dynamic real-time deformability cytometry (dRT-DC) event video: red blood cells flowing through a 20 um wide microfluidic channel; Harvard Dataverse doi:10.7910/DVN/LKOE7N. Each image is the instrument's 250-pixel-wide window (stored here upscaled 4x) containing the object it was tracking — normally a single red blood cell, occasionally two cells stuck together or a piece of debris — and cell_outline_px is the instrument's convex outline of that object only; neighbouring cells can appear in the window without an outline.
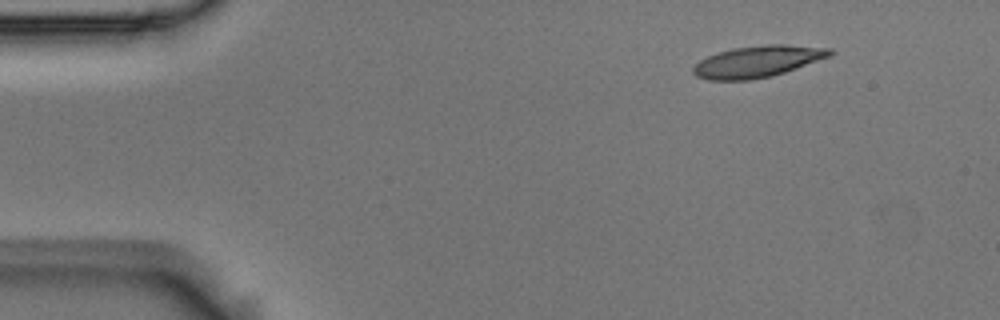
{"species": "Egyptian fruit bat (a non-hibernating species)", "species_latin": "Rousettus aegyptiacus", "temperature_condition": "room temperature", "stored_images_in_passage": 4, "camera_frame_rate_fps": 3000, "um_per_image_px": 0.085, "animal": {"sex": "male"}, "frame": {"image": 1, "passage_image": 1, "time_ms": 0.0, "image_size_px": [1000, 320], "cell_outline_px": [[836, 52], [832, 56], [772, 76], [752, 80], [708, 80], [696, 76], [692, 72], [692, 68], [700, 60], [708, 56], [732, 48], [768, 44], [784, 44], [832, 48]], "centroid_in_image_um": [64.43, 5.22], "position_along_channel_um": 20.6, "area_um2": 25.26}}
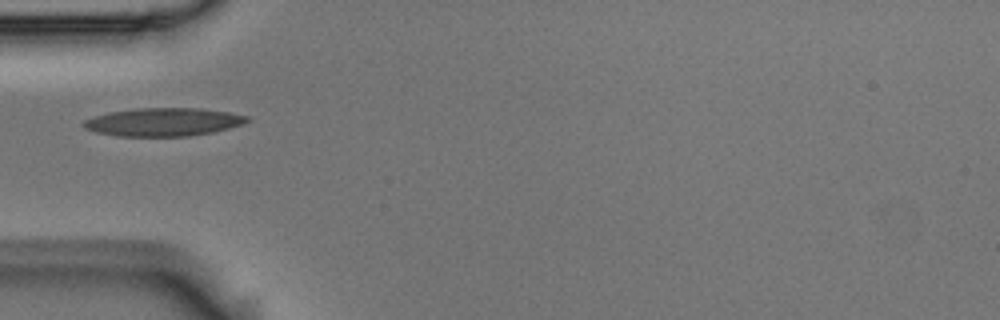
{"frame": {"image": 2, "passage_image": 4, "time_ms": 1.0, "image_size_px": [1000, 320], "cell_outline_px": [[252, 120], [244, 124], [212, 132], [188, 136], [116, 136], [96, 132], [84, 128], [80, 124], [84, 120], [108, 112], [136, 108], [200, 108], [228, 112], [248, 116]], "centroid_in_image_um": [13.88, 10.37], "position_along_channel_um": 71.1, "area_um2": 26.93}}